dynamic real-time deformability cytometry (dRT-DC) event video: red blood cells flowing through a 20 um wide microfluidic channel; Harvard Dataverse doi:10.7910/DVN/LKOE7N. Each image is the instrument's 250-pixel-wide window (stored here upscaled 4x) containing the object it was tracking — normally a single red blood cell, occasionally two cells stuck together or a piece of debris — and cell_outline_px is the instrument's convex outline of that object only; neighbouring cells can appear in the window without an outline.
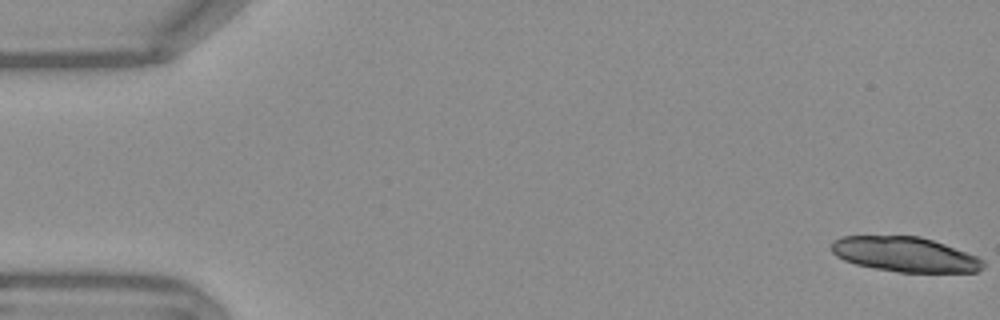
{"species": "Egyptian fruit bat (a non-hibernating species)", "species_latin": "Rousettus aegyptiacus", "temperature_condition": "warm", "stored_images_in_passage": 19, "camera_frame_rate_fps": 3000, "um_per_image_px": 0.085, "frame": {"image": 1, "passage_image": 1, "time_ms": 0.0, "image_size_px": [1000, 320], "cell_outline_px": [[984, 268], [976, 272], [900, 272], [876, 268], [856, 264], [844, 260], [836, 256], [832, 252], [832, 240], [840, 236], [920, 236], [944, 244], [976, 256], [984, 260]], "centroid_in_image_um": [76.91, 21.62], "position_along_channel_um": 8.1, "area_um2": 30.69}}